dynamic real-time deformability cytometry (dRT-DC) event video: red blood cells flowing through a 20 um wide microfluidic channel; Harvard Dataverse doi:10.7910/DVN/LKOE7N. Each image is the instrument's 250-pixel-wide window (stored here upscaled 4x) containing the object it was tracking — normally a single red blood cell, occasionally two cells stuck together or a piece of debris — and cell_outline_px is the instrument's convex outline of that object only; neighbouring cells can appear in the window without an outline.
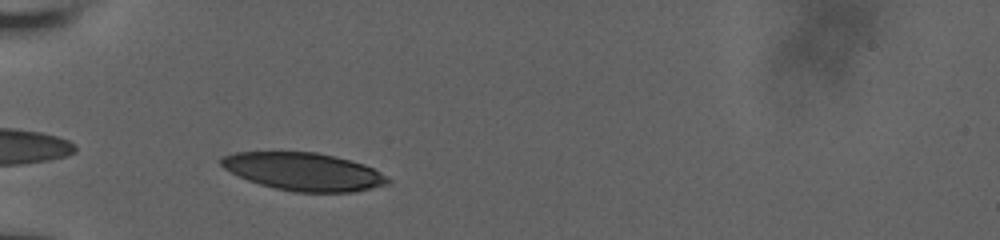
{"species": "human", "species_latin": "Homo sapiens", "temperature_condition": "room temperature", "stored_images_in_passage": 30, "camera_frame_rate_fps": 3000, "um_per_image_px": 0.085, "donor": {"sex": "male"}, "frame": {"image": 1, "passage_image": 1, "time_ms": 0.0, "image_size_px": [1000, 240], "cell_outline_px": [[392, 180], [388, 184], [352, 192], [296, 192], [276, 188], [260, 184], [248, 180], [224, 168], [220, 164], [220, 156], [236, 152], [316, 152], [364, 164], [388, 176]], "centroid_in_image_um": [25.81, 14.59], "position_along_channel_um": 59.2, "area_um2": 36.47}}
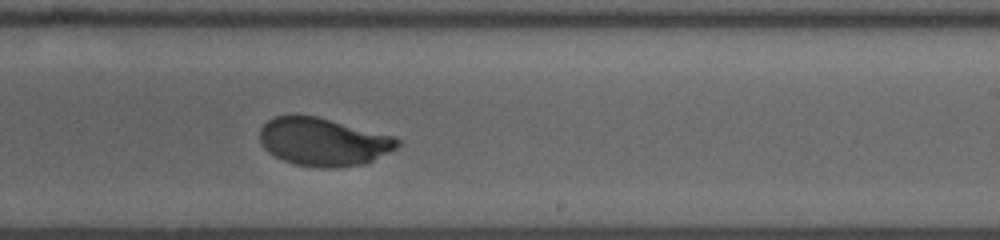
{"frame": {"image": 2, "passage_image": 18, "time_ms": 5.667, "image_size_px": [1000, 240], "cell_outline_px": [[400, 144], [396, 148], [364, 164], [336, 168], [320, 168], [296, 164], [284, 160], [268, 152], [264, 148], [260, 140], [260, 128], [268, 120], [276, 116], [316, 116], [396, 136], [400, 140]], "centroid_in_image_um": [27.5, 12.06], "position_along_channel_um": 261.5, "area_um2": 38.32}}
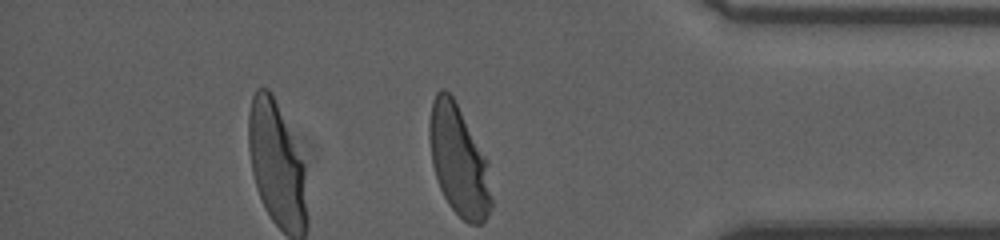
{"frame": {"image": 3, "passage_image": 30, "time_ms": 9.667, "image_size_px": [1000, 240], "cell_outline_px": [[492, 208], [484, 220], [480, 224], [468, 224], [448, 204], [440, 188], [432, 164], [428, 136], [428, 124], [432, 100], [436, 92], [440, 88], [444, 88], [452, 96], [488, 160], [492, 200]], "centroid_in_image_um": [38.98, 13.65], "position_along_channel_um": 396.2, "area_um2": 40.0}, "authors_computed_cell_mechanics": {"area_um2": 39.304, "velocity_mm_per_s": 3.8077, "shape_relaxation_time_tau1_ms": 3.31, "shape_relaxation_time_tau2_ms": null, "deformation_change_tau1": 0.1786, "deformation_change_tau2": null}}